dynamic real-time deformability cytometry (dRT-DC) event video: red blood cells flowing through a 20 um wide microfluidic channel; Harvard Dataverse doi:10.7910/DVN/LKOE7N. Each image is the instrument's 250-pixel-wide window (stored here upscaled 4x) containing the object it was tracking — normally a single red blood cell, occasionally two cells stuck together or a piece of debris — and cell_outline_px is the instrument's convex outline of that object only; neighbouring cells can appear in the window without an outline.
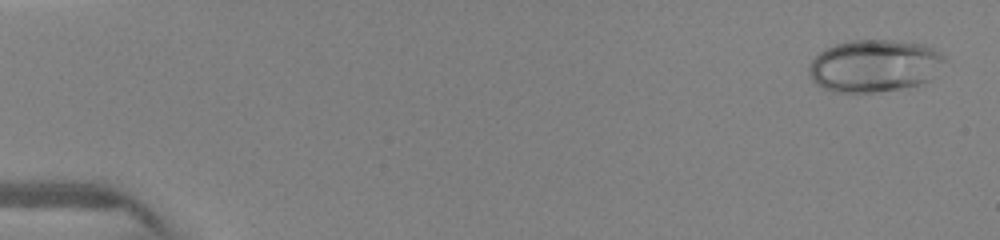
{"species": "human", "species_latin": "Homo sapiens", "temperature_condition": "warm", "stored_images_in_passage": 11, "camera_frame_rate_fps": 3000, "um_per_image_px": 0.085, "donor": {"sex": "female"}, "frame": {"image": 1, "passage_image": 1, "time_ms": 0.0, "image_size_px": [1000, 240], "cell_outline_px": [[944, 60], [932, 80], [900, 88], [872, 92], [832, 92], [816, 84], [812, 80], [808, 72], [808, 64], [820, 52], [836, 44], [848, 40], [888, 40], [924, 44], [940, 52], [944, 56]], "centroid_in_image_um": [74.3, 5.59], "position_along_channel_um": 10.7, "area_um2": 41.21}}
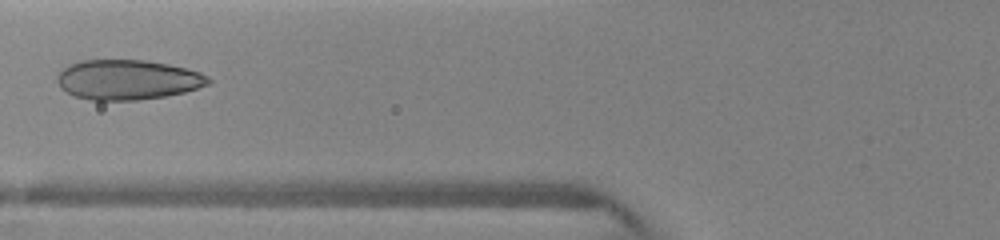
{"frame": {"image": 2, "passage_image": 9, "time_ms": 5.667, "image_size_px": [1000, 240], "cell_outline_px": [[212, 80], [208, 84], [184, 92], [164, 96], [136, 100], [88, 100], [76, 96], [60, 88], [56, 80], [56, 76], [68, 64], [80, 60], [144, 60], [168, 64], [200, 72], [208, 76]], "centroid_in_image_um": [10.82, 6.77], "position_along_channel_um": 115.0, "area_um2": 35.08}}
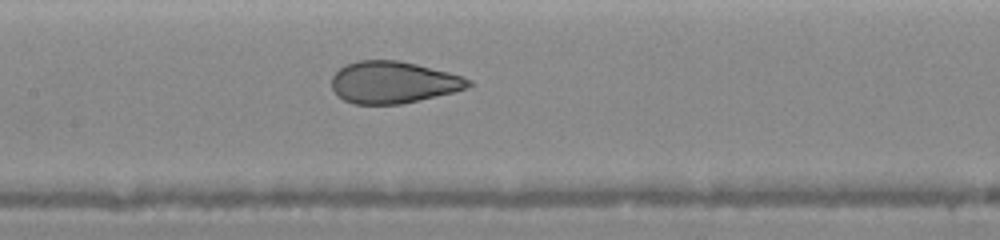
{"frame": {"image": 3, "passage_image": 11, "time_ms": 7.0, "image_size_px": [1000, 240], "cell_outline_px": [[472, 84], [464, 88], [452, 92], [400, 104], [352, 104], [336, 96], [332, 88], [332, 76], [340, 68], [348, 64], [360, 60], [396, 60], [416, 64], [448, 72], [472, 80]], "centroid_in_image_um": [33.37, 7.0], "position_along_channel_um": 174.0, "area_um2": 33.06}}